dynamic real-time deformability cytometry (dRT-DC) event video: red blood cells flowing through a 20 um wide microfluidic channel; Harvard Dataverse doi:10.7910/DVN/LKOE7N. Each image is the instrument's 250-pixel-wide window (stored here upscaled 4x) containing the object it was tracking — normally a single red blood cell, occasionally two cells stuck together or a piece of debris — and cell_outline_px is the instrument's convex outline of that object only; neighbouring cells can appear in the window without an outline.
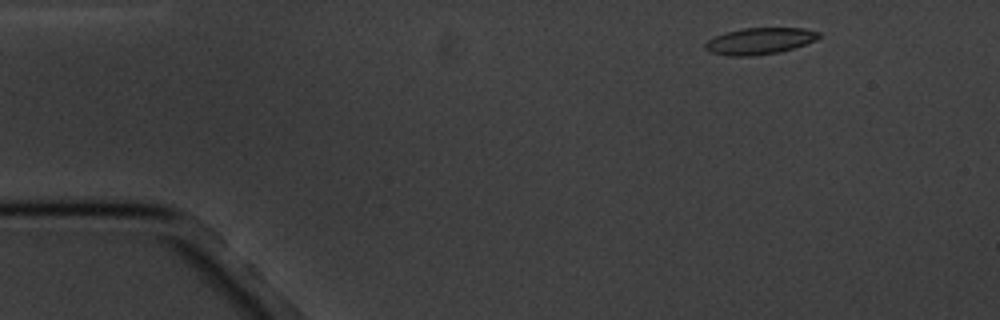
{"species": "common noctule bat (a hibernating species)", "species_latin": "Nyctalus noctula", "temperature_condition": "cold", "stored_images_in_passage": 3, "camera_frame_rate_fps": 3000, "um_per_image_px": 0.085, "animal": {"sex": "male", "body_mass_g": 20.1, "forearm_length_mm": 53.5}, "frame": {"image": 1, "passage_image": 1, "time_ms": 0.0, "image_size_px": [1000, 320], "cell_outline_px": [[820, 36], [816, 40], [780, 52], [756, 56], [728, 56], [708, 52], [704, 48], [704, 44], [708, 40], [724, 32], [740, 28], [804, 28], [820, 32]], "centroid_in_image_um": [64.53, 3.49], "position_along_channel_um": 20.5, "area_um2": 17.74}}
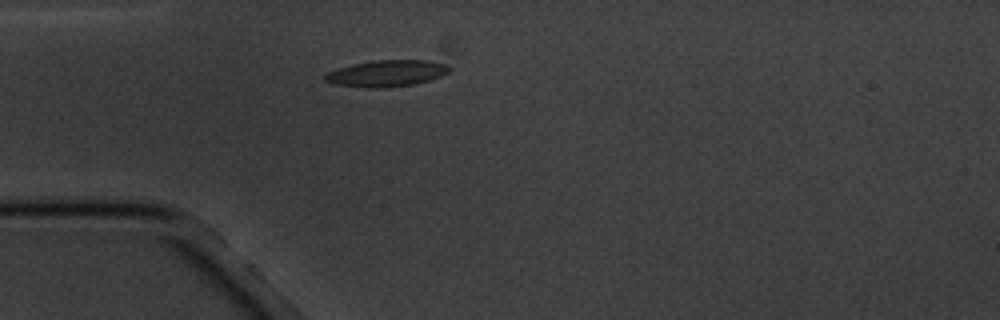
{"frame": {"image": 2, "passage_image": 3, "time_ms": 3.0, "image_size_px": [1000, 320], "cell_outline_px": [[452, 68], [448, 72], [440, 76], [428, 80], [412, 84], [380, 88], [372, 88], [336, 84], [324, 80], [324, 72], [352, 64], [376, 60], [428, 60], [444, 64]], "centroid_in_image_um": [32.83, 6.22], "position_along_channel_um": 52.2, "area_um2": 18.96}}